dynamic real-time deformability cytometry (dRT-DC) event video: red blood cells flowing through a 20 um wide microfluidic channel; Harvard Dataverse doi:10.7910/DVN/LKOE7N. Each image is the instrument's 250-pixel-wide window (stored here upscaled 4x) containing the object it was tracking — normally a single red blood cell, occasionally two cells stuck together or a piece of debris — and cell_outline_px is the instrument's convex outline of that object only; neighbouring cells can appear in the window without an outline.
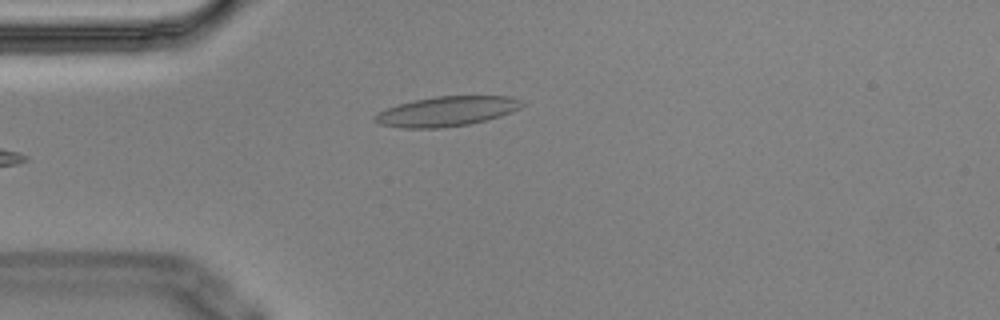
{"species": "Egyptian fruit bat (a non-hibernating species)", "species_latin": "Rousettus aegyptiacus", "temperature_condition": "cold", "stored_images_in_passage": 6, "camera_frame_rate_fps": 3000, "um_per_image_px": 0.085, "animal": {"sex": "male"}, "frame": {"image": 1, "passage_image": 6, "time_ms": 1.667, "image_size_px": [1000, 320], "cell_outline_px": [[524, 104], [520, 108], [512, 112], [500, 116], [468, 124], [440, 128], [400, 128], [380, 124], [372, 120], [372, 116], [388, 108], [400, 104], [416, 100], [436, 96], [512, 96], [524, 100]], "centroid_in_image_um": [38.0, 9.46], "position_along_channel_um": 47.0, "area_um2": 25.49}}